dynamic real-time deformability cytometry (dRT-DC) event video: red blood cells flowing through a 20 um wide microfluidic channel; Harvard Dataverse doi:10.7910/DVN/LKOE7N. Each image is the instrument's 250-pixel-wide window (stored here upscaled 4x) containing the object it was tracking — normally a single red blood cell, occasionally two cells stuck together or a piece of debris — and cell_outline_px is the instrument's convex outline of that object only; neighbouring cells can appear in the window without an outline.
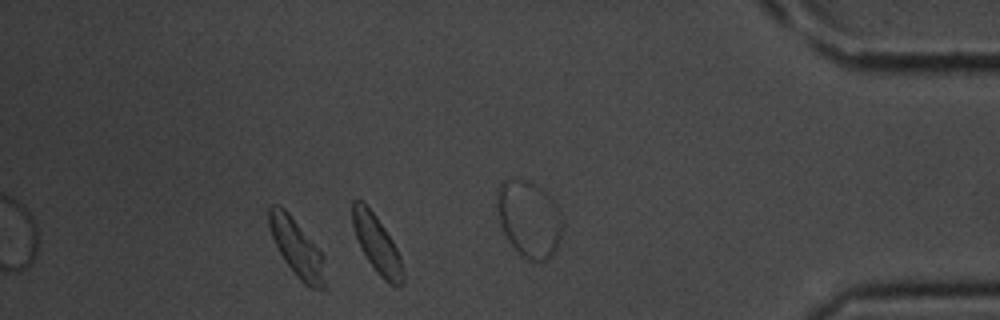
{"species": "common noctule bat (a hibernating species)", "species_latin": "Nyctalus noctula", "temperature_condition": "room temperature", "stored_images_in_passage": 26, "camera_frame_rate_fps": 3000, "um_per_image_px": 0.085, "animal": {"sex": "male", "body_mass_g": 20.1, "forearm_length_mm": 53.5}, "frame": {"image": 1, "passage_image": 22, "time_ms": 7.0, "image_size_px": [1000, 320], "cell_outline_px": [[324, 288], [308, 288], [296, 276], [284, 260], [272, 236], [268, 224], [268, 208], [272, 204], [280, 204], [288, 212], [320, 252], [324, 280]], "centroid_in_image_um": [25.15, 21.03], "position_along_channel_um": 410.0, "area_um2": 18.03}}